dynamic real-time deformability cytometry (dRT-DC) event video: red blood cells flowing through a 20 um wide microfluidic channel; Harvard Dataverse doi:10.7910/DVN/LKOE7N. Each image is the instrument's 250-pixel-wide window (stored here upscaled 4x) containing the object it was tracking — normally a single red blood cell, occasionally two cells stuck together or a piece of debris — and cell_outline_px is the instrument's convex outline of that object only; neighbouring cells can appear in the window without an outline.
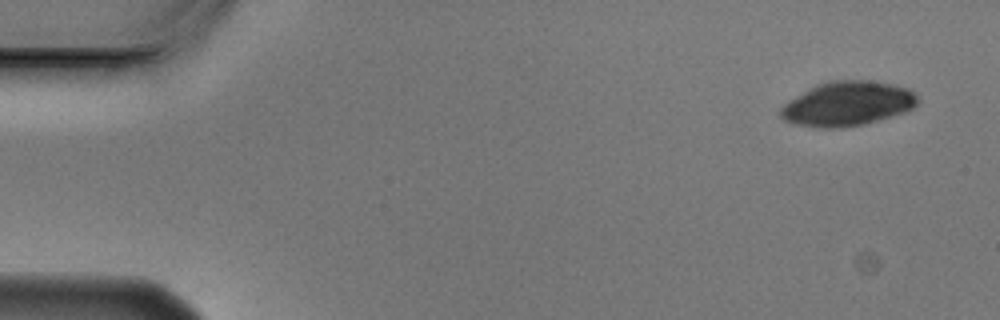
{"species": "Egyptian fruit bat (a non-hibernating species)", "species_latin": "Rousettus aegyptiacus", "temperature_condition": "cold", "stored_images_in_passage": 4, "camera_frame_rate_fps": 3000, "um_per_image_px": 0.085, "animal": {"sex": "male"}, "frame": {"image": 1, "passage_image": 1, "time_ms": 0.0, "image_size_px": [1000, 320], "cell_outline_px": [[920, 100], [912, 108], [904, 112], [864, 124], [840, 128], [824, 128], [796, 124], [784, 120], [780, 116], [780, 108], [788, 100], [808, 88], [816, 84], [828, 80], [868, 80], [892, 84], [908, 88]], "centroid_in_image_um": [72.01, 8.8], "position_along_channel_um": 13.0, "area_um2": 35.49}}
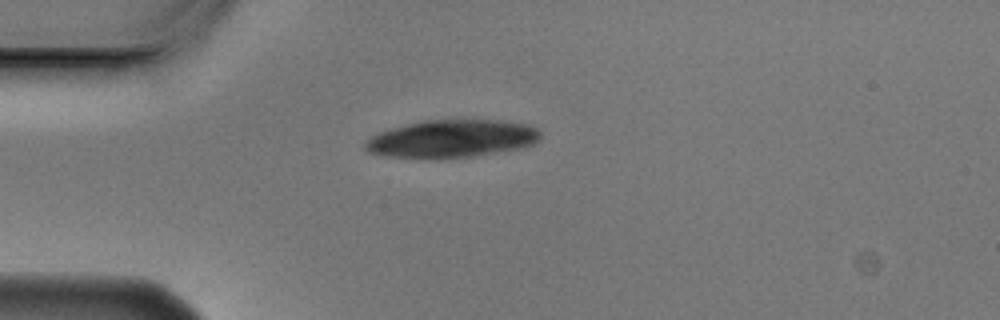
{"frame": {"image": 2, "passage_image": 4, "time_ms": 1.0, "image_size_px": [1000, 320], "cell_outline_px": [[540, 140], [532, 144], [516, 148], [472, 156], [384, 156], [368, 152], [364, 148], [364, 144], [372, 136], [380, 132], [392, 128], [424, 120], [500, 120], [528, 124], [536, 128], [540, 132]], "centroid_in_image_um": [38.42, 11.75], "position_along_channel_um": 46.6, "area_um2": 37.34}}